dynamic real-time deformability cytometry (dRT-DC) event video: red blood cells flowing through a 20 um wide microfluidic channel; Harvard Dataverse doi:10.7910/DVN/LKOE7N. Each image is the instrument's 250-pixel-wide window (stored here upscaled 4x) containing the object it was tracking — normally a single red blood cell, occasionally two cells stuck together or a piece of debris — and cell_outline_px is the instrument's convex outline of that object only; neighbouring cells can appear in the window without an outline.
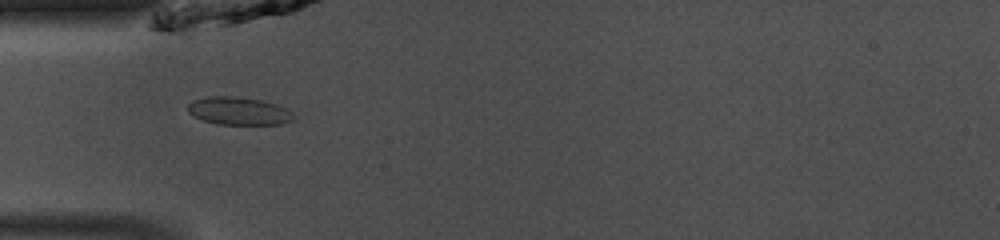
{"species": "common noctule bat (a hibernating species)", "species_latin": "Nyctalus noctula", "temperature_condition": "room temperature", "stored_images_in_passage": 36, "camera_frame_rate_fps": 3000, "um_per_image_px": 0.085, "animal": {"sex": "male", "body_mass_g": 13.0, "forearm_length_mm": 53.1}, "frame": {"image": 1, "passage_image": 2, "time_ms": 0.333, "image_size_px": [1000, 240], "cell_outline_px": [[296, 120], [280, 124], [220, 124], [204, 120], [188, 112], [188, 104], [192, 100], [208, 96], [232, 96], [260, 100], [276, 104], [288, 108], [292, 112]], "centroid_in_image_um": [20.33, 9.43], "position_along_channel_um": 64.7, "area_um2": 17.11}}
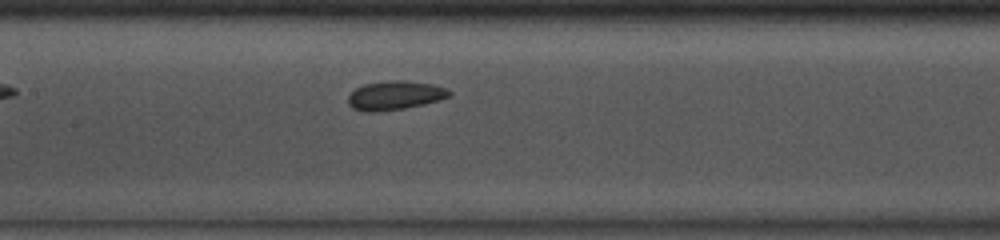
{"frame": {"image": 2, "passage_image": 10, "time_ms": 3.0, "image_size_px": [1000, 240], "cell_outline_px": [[452, 96], [424, 104], [404, 108], [372, 112], [368, 112], [352, 108], [348, 104], [348, 96], [356, 88], [364, 84], [396, 80], [404, 80], [432, 84], [448, 88], [452, 92]], "centroid_in_image_um": [33.6, 8.1], "position_along_channel_um": 173.8, "area_um2": 16.99}}
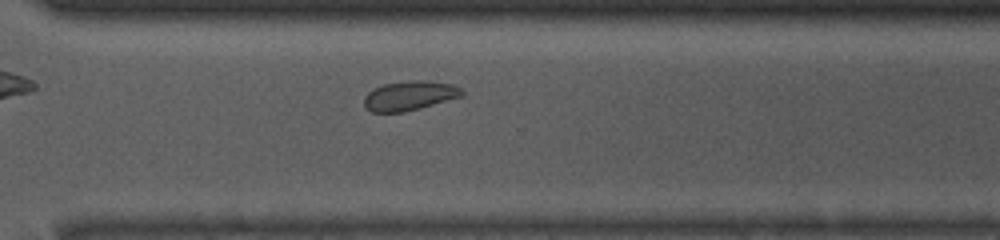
{"frame": {"image": 3, "passage_image": 22, "time_ms": 7.0, "image_size_px": [1000, 240], "cell_outline_px": [[464, 92], [460, 96], [420, 108], [404, 112], [372, 112], [364, 108], [364, 96], [372, 88], [384, 84], [412, 80], [428, 80], [452, 84], [460, 88]], "centroid_in_image_um": [34.76, 8.13], "position_along_channel_um": 335.8, "area_um2": 16.76}, "authors_computed_cell_mechanics": {"area_um2": 16.8776, "velocity_mm_per_s": 4.075, "shape_relaxation_time_tau1_ms": 6.1991, "shape_relaxation_time_tau2_ms": null, "deformation_change_tau1": 0.0869, "deformation_change_tau2": null}}